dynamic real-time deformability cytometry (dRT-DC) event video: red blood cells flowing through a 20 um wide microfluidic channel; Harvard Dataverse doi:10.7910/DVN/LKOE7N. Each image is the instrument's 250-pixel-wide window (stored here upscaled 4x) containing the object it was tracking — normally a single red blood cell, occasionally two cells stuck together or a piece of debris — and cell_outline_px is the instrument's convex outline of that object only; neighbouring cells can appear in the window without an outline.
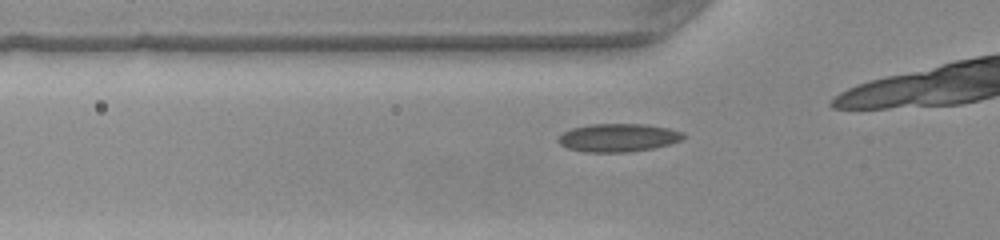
{"species": "common noctule bat (a hibernating species)", "species_latin": "Nyctalus noctula", "temperature_condition": "warm", "stored_images_in_passage": 26, "camera_frame_rate_fps": 3000, "um_per_image_px": 0.085, "animal": {"sex": "female", "body_mass_g": 22.0, "forearm_length_mm": 56.7}, "frame": {"image": 1, "passage_image": 4, "time_ms": 1.0, "image_size_px": [1000, 240], "cell_outline_px": [[684, 136], [680, 140], [668, 144], [652, 148], [628, 152], [584, 152], [568, 148], [560, 144], [556, 140], [564, 132], [572, 128], [592, 124], [644, 124], [668, 128], [684, 132]], "centroid_in_image_um": [52.52, 11.7], "position_along_channel_um": 73.3, "area_um2": 20.35}}
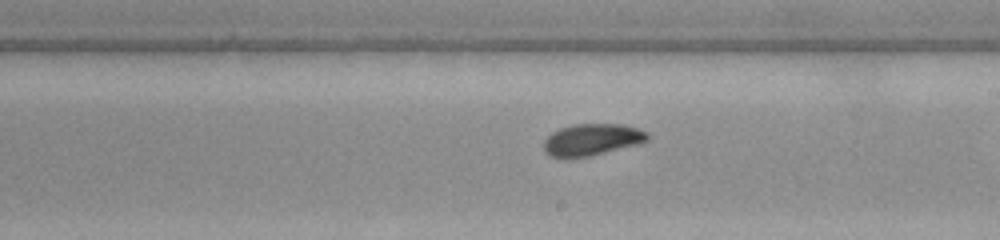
{"frame": {"image": 2, "passage_image": 16, "time_ms": 5.0, "image_size_px": [1000, 240], "cell_outline_px": [[648, 140], [636, 144], [588, 156], [552, 156], [544, 152], [544, 140], [552, 132], [560, 128], [576, 124], [624, 124], [648, 132]], "centroid_in_image_um": [50.31, 11.84], "position_along_channel_um": 238.7, "area_um2": 18.67}}
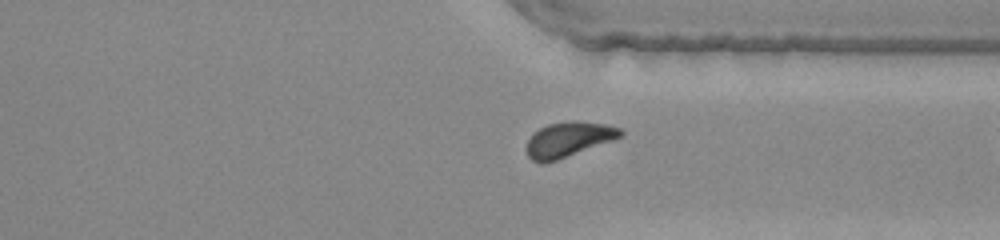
{"frame": {"image": 3, "passage_image": 25, "time_ms": 8.0, "image_size_px": [1000, 240], "cell_outline_px": [[624, 132], [620, 136], [612, 140], [556, 160], [544, 164], [540, 164], [532, 160], [528, 156], [524, 148], [532, 132], [548, 124], [572, 120], [576, 120], [604, 124], [620, 128]], "centroid_in_image_um": [48.24, 11.85], "position_along_channel_um": 363.2, "area_um2": 19.13}}